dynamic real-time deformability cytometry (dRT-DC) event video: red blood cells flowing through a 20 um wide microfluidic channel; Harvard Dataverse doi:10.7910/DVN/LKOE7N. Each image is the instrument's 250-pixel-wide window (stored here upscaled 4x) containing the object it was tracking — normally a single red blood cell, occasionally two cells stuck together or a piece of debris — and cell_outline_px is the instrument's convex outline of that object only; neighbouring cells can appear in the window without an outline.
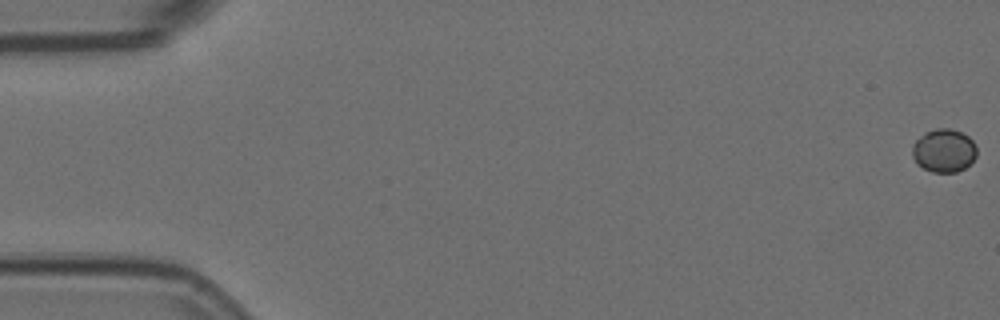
{"species": "Egyptian fruit bat (a non-hibernating species)", "species_latin": "Rousettus aegyptiacus", "temperature_condition": "room temperature", "stored_images_in_passage": 5, "camera_frame_rate_fps": 3000, "um_per_image_px": 0.085, "animal": {"sex": "female"}, "frame": {"image": 1, "passage_image": 1, "time_ms": 0.0, "image_size_px": [1000, 320], "cell_outline_px": [[976, 156], [964, 168], [956, 172], [932, 172], [916, 164], [912, 156], [912, 144], [924, 132], [936, 128], [948, 128], [960, 132], [968, 136], [976, 144]], "centroid_in_image_um": [80.2, 12.79], "position_along_channel_um": 4.8, "area_um2": 16.3}}
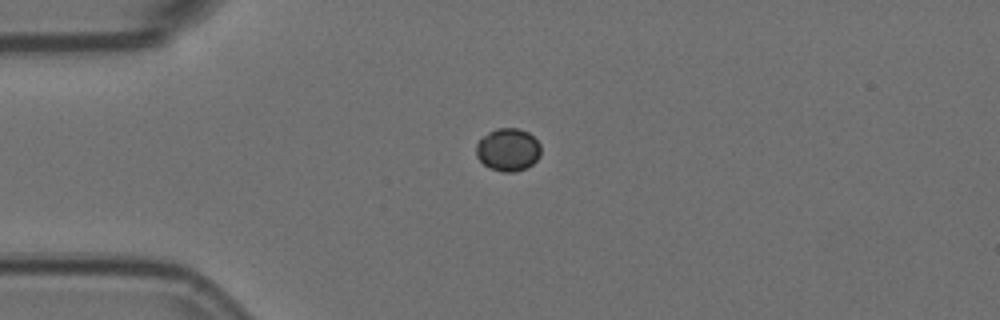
{"frame": {"image": 2, "passage_image": 5, "time_ms": 1.333, "image_size_px": [1000, 320], "cell_outline_px": [[540, 156], [532, 164], [516, 172], [504, 172], [488, 168], [476, 156], [476, 144], [488, 132], [496, 128], [520, 128], [528, 132], [540, 144]], "centroid_in_image_um": [43.17, 12.72], "position_along_channel_um": 41.8, "area_um2": 16.13}}